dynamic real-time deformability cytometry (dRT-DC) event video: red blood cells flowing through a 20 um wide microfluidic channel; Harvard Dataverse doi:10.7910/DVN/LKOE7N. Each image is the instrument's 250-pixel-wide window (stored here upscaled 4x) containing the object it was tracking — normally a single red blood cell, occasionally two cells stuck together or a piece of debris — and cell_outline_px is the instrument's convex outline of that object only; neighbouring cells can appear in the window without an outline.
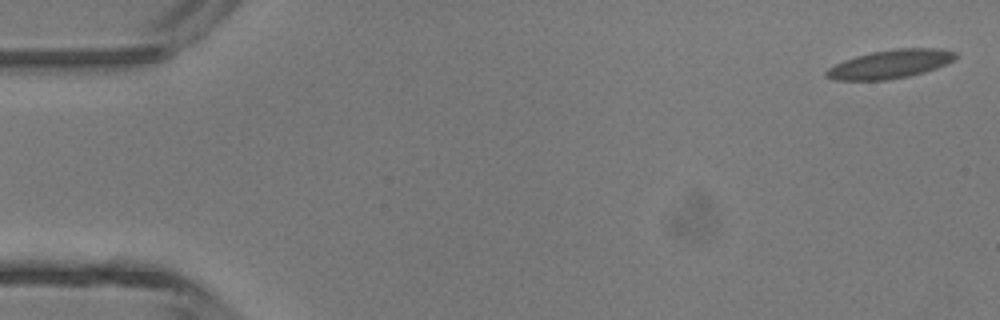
{"species": "common noctule bat (a hibernating species)", "species_latin": "Nyctalus noctula", "temperature_condition": "room temperature", "stored_images_in_passage": 6, "camera_frame_rate_fps": 3000, "um_per_image_px": 0.085, "animal": {"sex": "male", "body_mass_g": 13.3}, "frame": {"image": 1, "passage_image": 1, "time_ms": 0.0, "image_size_px": [1000, 320], "cell_outline_px": [[956, 60], [936, 68], [924, 72], [908, 76], [888, 80], [836, 80], [824, 76], [824, 72], [828, 68], [844, 60], [856, 56], [872, 52], [896, 48], [936, 48], [956, 52]], "centroid_in_image_um": [75.67, 5.45], "position_along_channel_um": 9.3, "area_um2": 21.5}}